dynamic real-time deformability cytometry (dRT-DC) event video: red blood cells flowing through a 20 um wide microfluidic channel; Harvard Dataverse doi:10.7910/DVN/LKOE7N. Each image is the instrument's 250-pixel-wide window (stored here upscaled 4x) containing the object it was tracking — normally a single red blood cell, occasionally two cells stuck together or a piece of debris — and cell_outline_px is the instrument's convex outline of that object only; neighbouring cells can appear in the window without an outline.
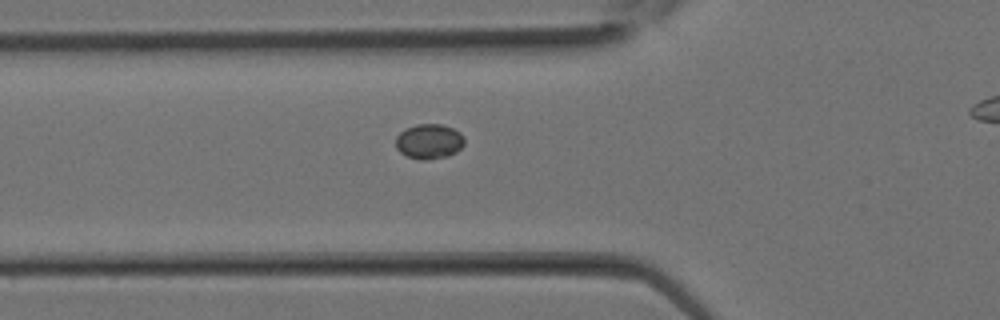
{"species": "Egyptian fruit bat (a non-hibernating species)", "species_latin": "Rousettus aegyptiacus", "temperature_condition": "room temperature", "stored_images_in_passage": 27, "camera_frame_rate_fps": 3000, "um_per_image_px": 0.085, "animal": {"sex": "female"}, "frame": {"image": 1, "passage_image": 11, "time_ms": 3.333, "image_size_px": [1000, 320], "cell_outline_px": [[464, 144], [456, 152], [448, 156], [428, 160], [420, 160], [408, 156], [400, 152], [396, 148], [396, 136], [404, 128], [416, 124], [440, 124], [452, 128], [460, 132], [464, 136]], "centroid_in_image_um": [36.46, 12.02], "position_along_channel_um": 89.3, "area_um2": 14.1}}
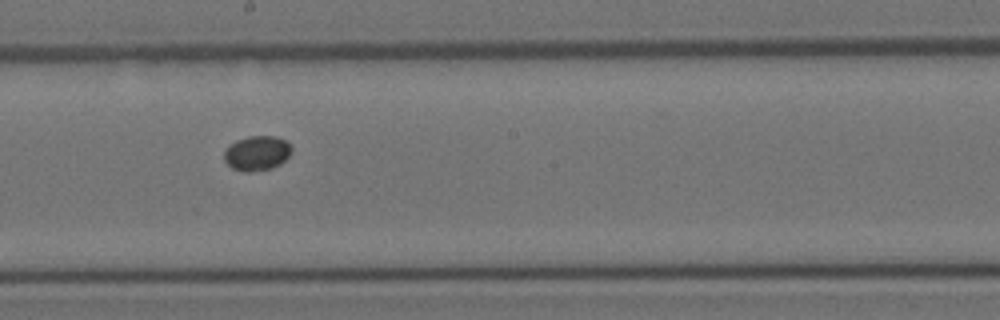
{"frame": {"image": 2, "passage_image": 17, "time_ms": 5.333, "image_size_px": [1000, 320], "cell_outline_px": [[292, 152], [280, 164], [272, 168], [248, 172], [244, 172], [232, 168], [224, 160], [224, 152], [236, 140], [248, 136], [276, 136], [288, 140], [292, 148]], "centroid_in_image_um": [21.87, 13.01], "position_along_channel_um": 226.3, "area_um2": 13.7}}
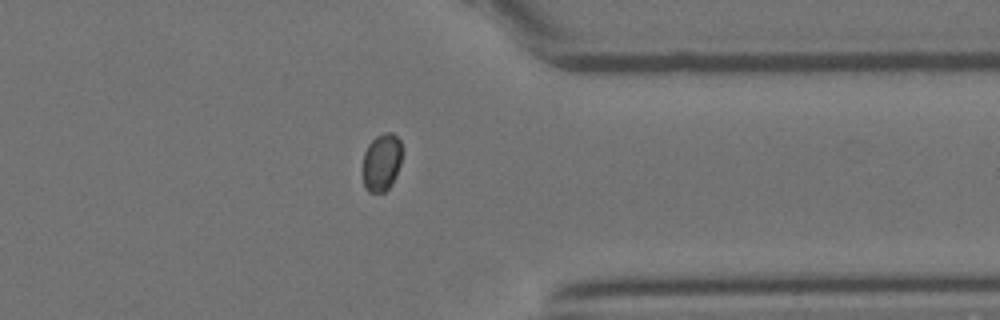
{"frame": {"image": 3, "passage_image": 24, "time_ms": 7.667, "image_size_px": [1000, 320], "cell_outline_px": [[400, 164], [396, 176], [388, 188], [384, 192], [368, 192], [364, 188], [364, 152], [368, 144], [376, 136], [384, 132], [392, 132], [400, 140]], "centroid_in_image_um": [32.43, 13.78], "position_along_channel_um": 379.0, "area_um2": 13.01}}